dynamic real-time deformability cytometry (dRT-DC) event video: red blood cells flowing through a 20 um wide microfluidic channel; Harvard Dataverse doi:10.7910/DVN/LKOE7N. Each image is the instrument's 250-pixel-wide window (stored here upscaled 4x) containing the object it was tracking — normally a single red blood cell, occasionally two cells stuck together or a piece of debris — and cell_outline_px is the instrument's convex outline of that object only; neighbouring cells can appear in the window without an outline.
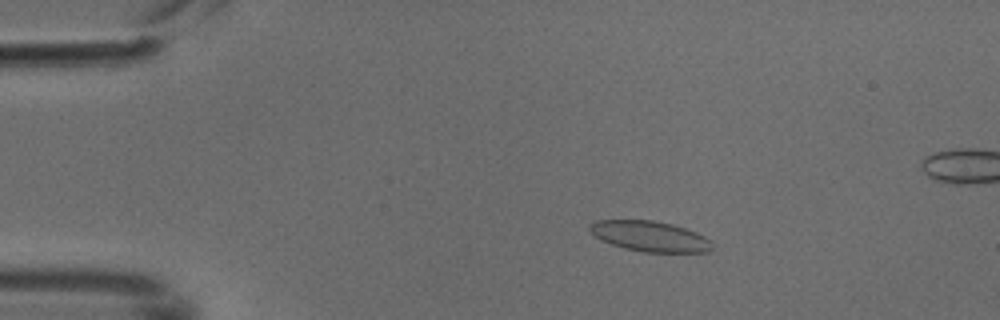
{"species": "common noctule bat (a hibernating species)", "species_latin": "Nyctalus noctula", "temperature_condition": "cold", "stored_images_in_passage": 4, "camera_frame_rate_fps": 3000, "um_per_image_px": 0.085, "animal": {"sex": "male", "body_mass_g": 18.8}, "frame": {"image": 1, "passage_image": 2, "time_ms": 0.333, "image_size_px": [1000, 320], "cell_outline_px": [[712, 252], [644, 252], [624, 248], [600, 240], [588, 228], [596, 220], [652, 220], [672, 224], [696, 232], [712, 240]], "centroid_in_image_um": [55.28, 20.09], "position_along_channel_um": 29.7, "area_um2": 21.68}}